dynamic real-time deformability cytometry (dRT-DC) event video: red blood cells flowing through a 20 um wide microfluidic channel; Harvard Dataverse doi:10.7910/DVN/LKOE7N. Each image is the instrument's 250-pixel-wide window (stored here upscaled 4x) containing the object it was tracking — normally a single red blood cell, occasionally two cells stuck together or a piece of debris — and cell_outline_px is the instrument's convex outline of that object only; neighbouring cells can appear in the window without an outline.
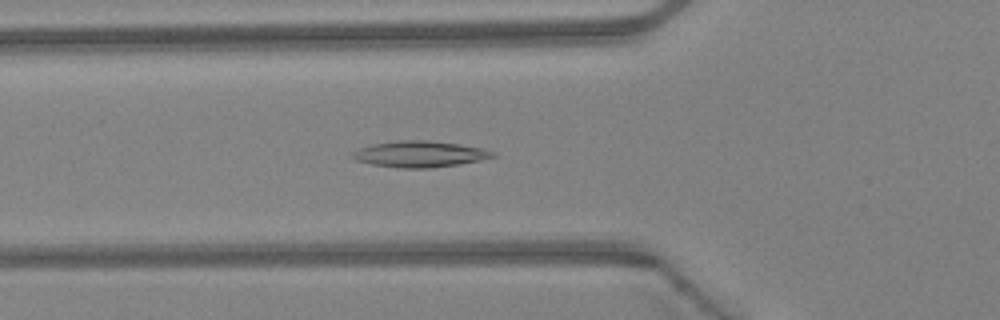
{"species": "Egyptian fruit bat (a non-hibernating species)", "species_latin": "Rousettus aegyptiacus", "temperature_condition": "warm", "stored_images_in_passage": 39, "camera_frame_rate_fps": 3000, "um_per_image_px": 0.085, "animal": {"sex": "female"}, "frame": {"image": 1, "passage_image": 16, "time_ms": 5.0, "image_size_px": [1000, 320], "cell_outline_px": [[496, 156], [480, 160], [432, 168], [400, 168], [372, 164], [356, 160], [348, 156], [352, 152], [360, 148], [372, 144], [396, 140], [428, 140], [456, 144], [480, 148], [496, 152]], "centroid_in_image_um": [35.62, 13.09], "position_along_channel_um": 90.2, "area_um2": 21.27}}
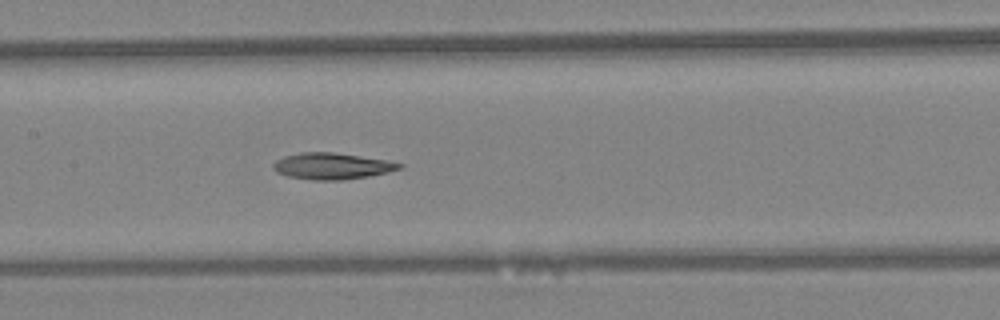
{"frame": {"image": 2, "passage_image": 22, "time_ms": 7.0, "image_size_px": [1000, 320], "cell_outline_px": [[404, 168], [388, 172], [368, 176], [344, 180], [312, 180], [288, 176], [276, 172], [272, 168], [272, 164], [276, 160], [284, 156], [300, 152], [332, 152], [388, 160], [404, 164]], "centroid_in_image_um": [28.22, 14.12], "position_along_channel_um": 179.2, "area_um2": 19.54}}
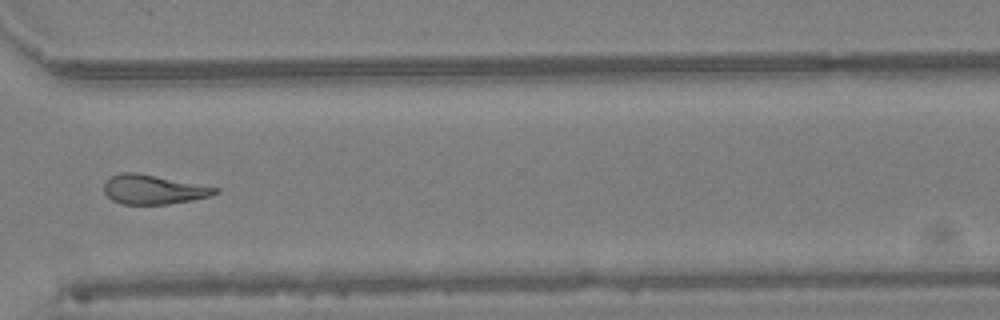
{"frame": {"image": 3, "passage_image": 34, "time_ms": 11.0, "image_size_px": [1000, 320], "cell_outline_px": [[220, 192], [208, 196], [192, 200], [168, 204], [120, 204], [112, 200], [104, 192], [104, 184], [112, 176], [124, 172], [136, 172], [220, 188]], "centroid_in_image_um": [13.04, 16.11], "position_along_channel_um": 357.6, "area_um2": 18.84}}